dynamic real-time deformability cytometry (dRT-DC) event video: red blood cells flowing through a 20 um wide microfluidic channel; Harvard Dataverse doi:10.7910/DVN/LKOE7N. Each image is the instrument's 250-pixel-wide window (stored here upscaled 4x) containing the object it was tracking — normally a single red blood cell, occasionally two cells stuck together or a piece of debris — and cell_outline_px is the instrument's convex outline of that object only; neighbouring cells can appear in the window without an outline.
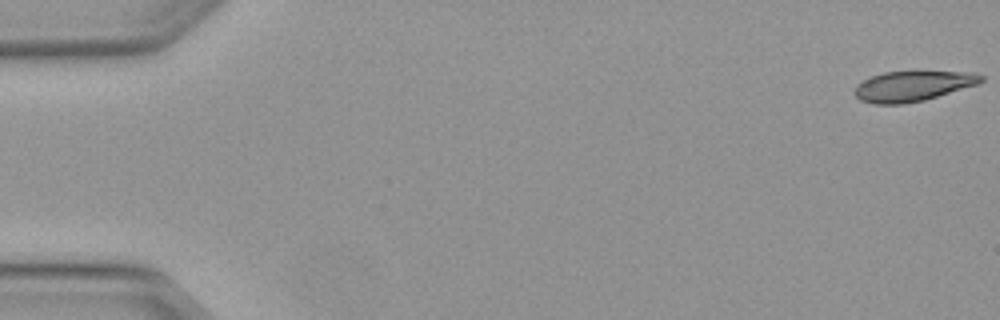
{"species": "Egyptian fruit bat (a non-hibernating species)", "species_latin": "Rousettus aegyptiacus", "temperature_condition": "warm", "stored_images_in_passage": 44, "camera_frame_rate_fps": 3000, "um_per_image_px": 0.085, "animal": {"sex": "female"}, "frame": {"image": 1, "passage_image": 1, "time_ms": 0.0, "image_size_px": [1000, 320], "cell_outline_px": [[984, 80], [976, 84], [924, 100], [904, 104], [872, 104], [860, 100], [852, 92], [856, 84], [872, 76], [884, 72], [916, 68], [972, 72], [984, 76]], "centroid_in_image_um": [77.57, 7.25], "position_along_channel_um": 7.4, "area_um2": 23.35}}
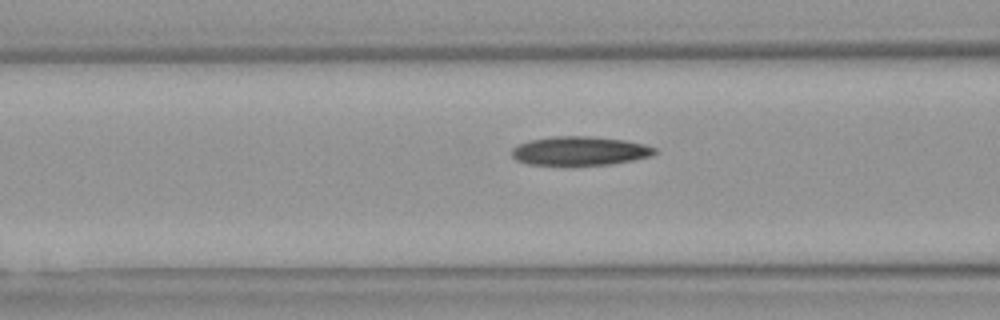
{"frame": {"image": 2, "passage_image": 20, "time_ms": 6.333, "image_size_px": [1000, 320], "cell_outline_px": [[660, 152], [652, 156], [612, 164], [568, 168], [528, 164], [516, 160], [512, 156], [512, 148], [516, 144], [528, 140], [552, 136], [588, 136], [624, 140], [644, 144], [656, 148]], "centroid_in_image_um": [49.25, 12.87], "position_along_channel_um": 117.4, "area_um2": 25.26}}
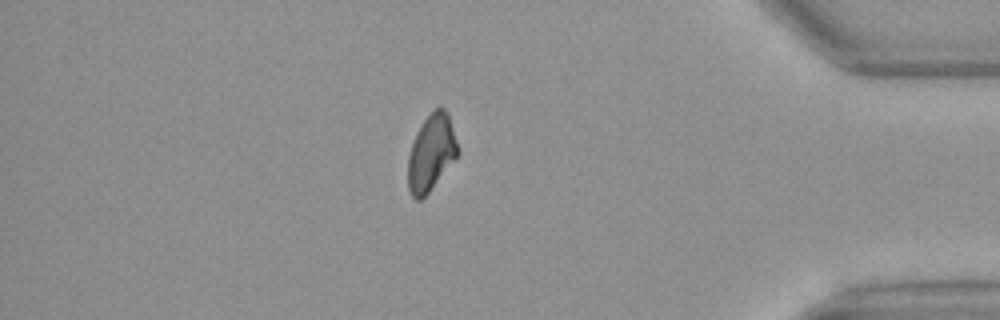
{"frame": {"image": 3, "passage_image": 43, "time_ms": 14.0, "image_size_px": [1000, 320], "cell_outline_px": [[460, 152], [428, 192], [420, 200], [416, 200], [412, 196], [408, 188], [408, 156], [416, 132], [424, 120], [440, 104], [448, 112]], "centroid_in_image_um": [36.65, 12.95], "position_along_channel_um": 398.5, "area_um2": 21.91}}